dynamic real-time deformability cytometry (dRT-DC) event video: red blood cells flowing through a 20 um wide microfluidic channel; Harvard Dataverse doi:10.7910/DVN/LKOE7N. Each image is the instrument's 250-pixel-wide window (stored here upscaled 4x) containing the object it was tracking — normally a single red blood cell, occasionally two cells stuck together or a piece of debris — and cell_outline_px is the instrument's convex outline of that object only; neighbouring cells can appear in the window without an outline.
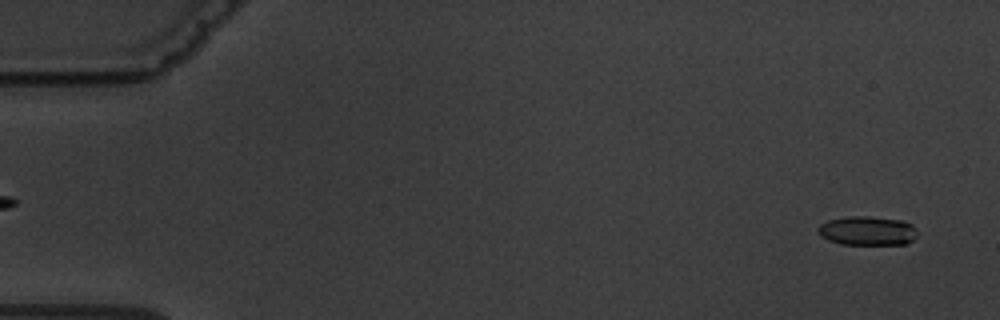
{"species": "common noctule bat (a hibernating species)", "species_latin": "Nyctalus noctula", "temperature_condition": "warm", "stored_images_in_passage": 4, "camera_frame_rate_fps": 3000, "um_per_image_px": 0.085, "animal": {"sex": "male", "body_mass_g": 19.5, "forearm_length_mm": 54.6}, "frame": {"image": 1, "passage_image": 1, "time_ms": 0.0, "image_size_px": [1000, 320], "cell_outline_px": [[916, 236], [912, 240], [904, 244], [840, 244], [828, 240], [820, 236], [820, 224], [828, 220], [848, 216], [868, 216], [904, 220], [912, 224], [916, 228]], "centroid_in_image_um": [73.75, 19.61], "position_along_channel_um": 11.2, "area_um2": 16.82}}
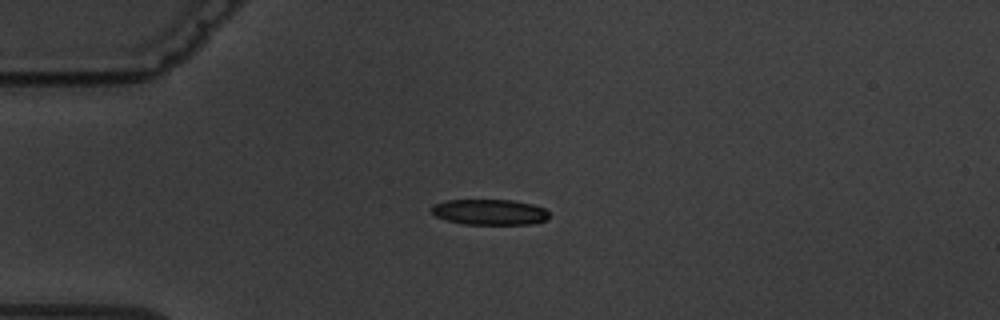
{"frame": {"image": 2, "passage_image": 4, "time_ms": 4.0, "image_size_px": [1000, 320], "cell_outline_px": [[548, 220], [532, 224], [464, 224], [444, 220], [436, 216], [432, 212], [432, 208], [436, 204], [444, 200], [512, 200], [532, 204], [544, 208], [548, 212]], "centroid_in_image_um": [41.63, 18.03], "position_along_channel_um": 43.4, "area_um2": 17.57}}